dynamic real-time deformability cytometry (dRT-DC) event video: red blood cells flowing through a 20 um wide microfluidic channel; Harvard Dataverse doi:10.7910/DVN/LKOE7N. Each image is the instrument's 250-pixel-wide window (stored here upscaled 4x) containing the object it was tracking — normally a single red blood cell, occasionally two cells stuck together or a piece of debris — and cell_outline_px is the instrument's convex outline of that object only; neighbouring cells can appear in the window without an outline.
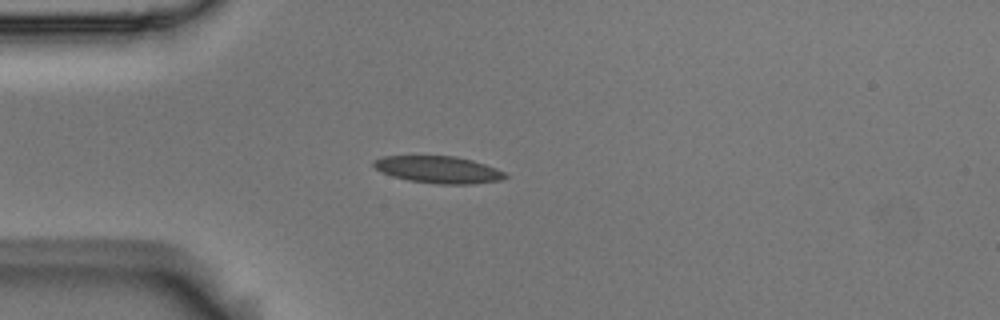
{"species": "Egyptian fruit bat (a non-hibernating species)", "species_latin": "Rousettus aegyptiacus", "temperature_condition": "room temperature", "stored_images_in_passage": 6, "camera_frame_rate_fps": 3000, "um_per_image_px": 0.085, "animal": {"sex": "male"}, "frame": {"image": 1, "passage_image": 3, "time_ms": 0.667, "image_size_px": [1000, 320], "cell_outline_px": [[508, 176], [500, 180], [472, 184], [436, 184], [408, 180], [392, 176], [376, 168], [372, 164], [372, 160], [384, 156], [456, 156], [472, 160], [496, 168], [504, 172]], "centroid_in_image_um": [37.26, 14.42], "position_along_channel_um": 47.7, "area_um2": 20.63}}
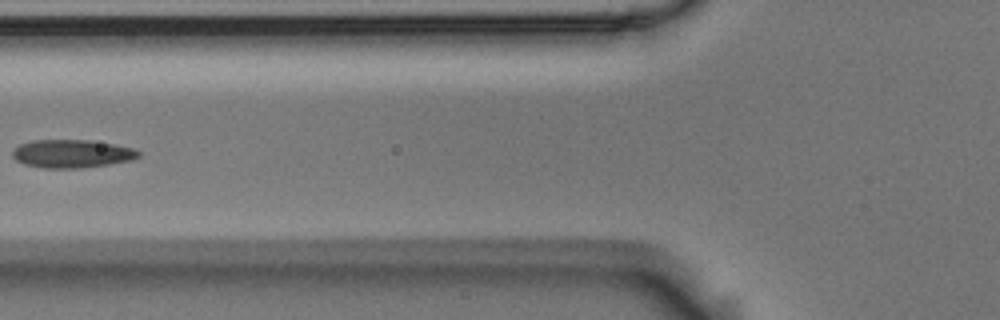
{"frame": {"image": 2, "passage_image": 5, "time_ms": 1.333, "image_size_px": [1000, 320], "cell_outline_px": [[140, 156], [132, 160], [108, 164], [80, 168], [44, 168], [24, 164], [16, 160], [12, 156], [12, 152], [20, 144], [32, 140], [88, 140], [136, 148], [140, 152]], "centroid_in_image_um": [6.12, 13.06], "position_along_channel_um": 119.7, "area_um2": 20.63}}
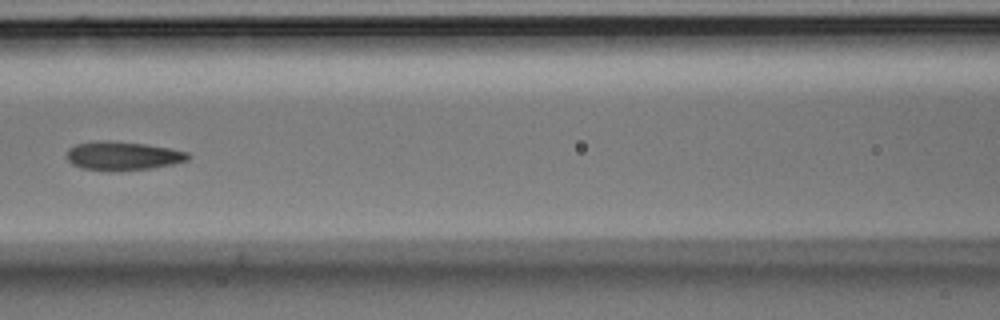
{"frame": {"image": 3, "passage_image": 6, "time_ms": 1.667, "image_size_px": [1000, 320], "cell_outline_px": [[192, 156], [188, 160], [172, 164], [152, 168], [84, 168], [72, 164], [68, 160], [68, 148], [76, 144], [96, 140], [112, 140], [144, 144], [172, 148], [188, 152]], "centroid_in_image_um": [10.49, 13.18], "position_along_channel_um": 156.1, "area_um2": 19.59}}